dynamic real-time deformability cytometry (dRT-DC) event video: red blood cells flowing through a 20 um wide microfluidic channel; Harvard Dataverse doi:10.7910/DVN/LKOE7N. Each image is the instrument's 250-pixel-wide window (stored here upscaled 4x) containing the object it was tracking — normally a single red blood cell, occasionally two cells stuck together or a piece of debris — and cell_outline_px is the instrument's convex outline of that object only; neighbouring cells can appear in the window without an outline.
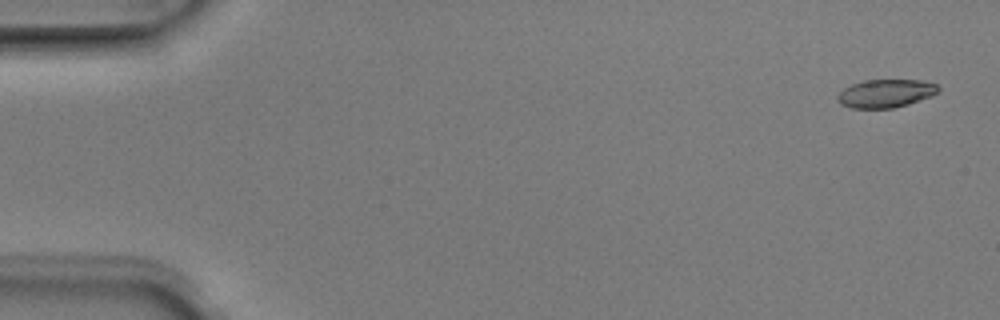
{"species": "Egyptian fruit bat (a non-hibernating species)", "species_latin": "Rousettus aegyptiacus", "temperature_condition": "room temperature", "stored_images_in_passage": 5, "camera_frame_rate_fps": 3000, "um_per_image_px": 0.085, "animal": {"sex": "male"}, "frame": {"image": 1, "passage_image": 1, "time_ms": 0.0, "image_size_px": [1000, 320], "cell_outline_px": [[940, 88], [932, 96], [908, 104], [892, 108], [852, 108], [840, 104], [836, 100], [836, 96], [844, 88], [852, 84], [864, 80], [920, 80], [936, 84]], "centroid_in_image_um": [75.25, 7.94], "position_along_channel_um": 9.7, "area_um2": 16.53}}
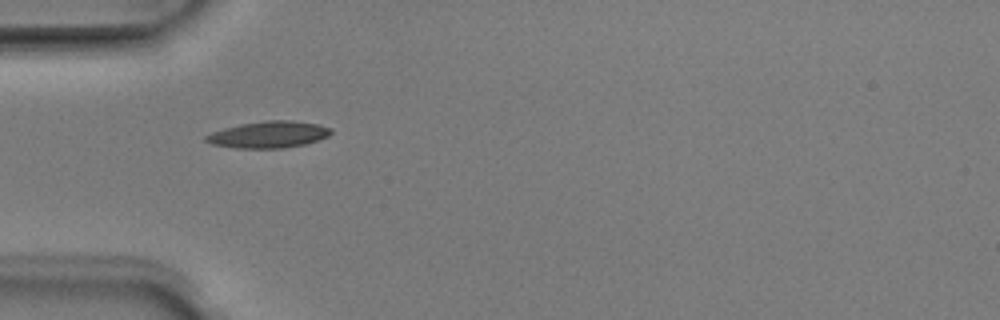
{"frame": {"image": 2, "passage_image": 5, "time_ms": 1.333, "image_size_px": [1000, 320], "cell_outline_px": [[332, 132], [328, 136], [304, 144], [284, 148], [236, 148], [212, 144], [204, 140], [204, 136], [212, 132], [224, 128], [240, 124], [268, 120], [292, 120], [316, 124], [332, 128]], "centroid_in_image_um": [22.81, 11.43], "position_along_channel_um": 62.2, "area_um2": 19.31}}